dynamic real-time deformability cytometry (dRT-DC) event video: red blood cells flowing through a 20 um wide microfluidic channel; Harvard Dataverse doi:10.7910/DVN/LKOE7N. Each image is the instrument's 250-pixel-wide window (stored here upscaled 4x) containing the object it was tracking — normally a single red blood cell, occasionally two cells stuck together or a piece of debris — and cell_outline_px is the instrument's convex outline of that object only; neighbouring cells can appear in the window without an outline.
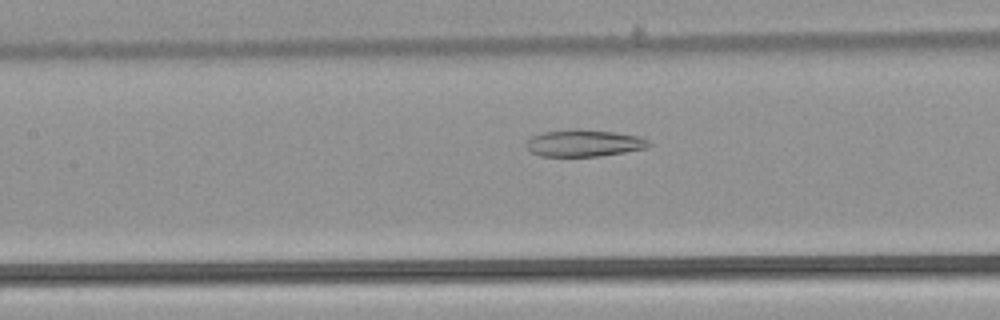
{"species": "common noctule bat (a hibernating species)", "species_latin": "Nyctalus noctula", "temperature_condition": "warm", "stored_images_in_passage": 40, "camera_frame_rate_fps": 3000, "um_per_image_px": 0.085, "animal": {"sex": "male", "body_mass_g": 21.5, "forearm_length_mm": 52.0}, "frame": {"image": 1, "passage_image": 18, "time_ms": 5.667, "image_size_px": [1000, 320], "cell_outline_px": [[652, 144], [644, 148], [624, 152], [600, 156], [540, 156], [532, 152], [524, 144], [532, 136], [544, 132], [568, 128], [580, 128], [616, 132], [640, 136], [648, 140]], "centroid_in_image_um": [49.63, 12.14], "position_along_channel_um": 157.8, "area_um2": 19.42}}
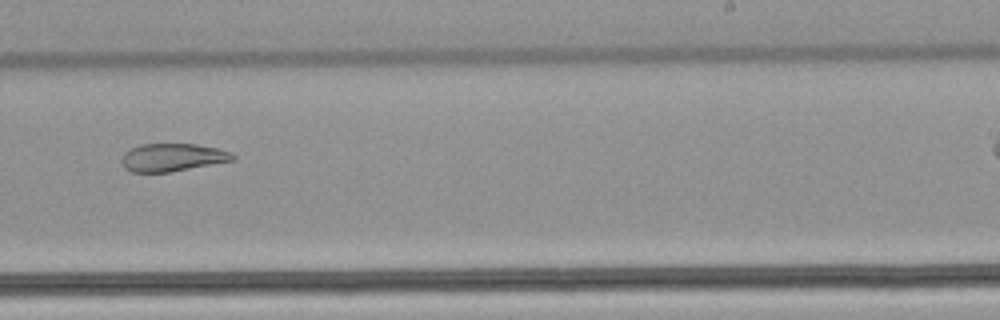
{"frame": {"image": 2, "passage_image": 27, "time_ms": 8.667, "image_size_px": [1000, 320], "cell_outline_px": [[236, 160], [168, 172], [132, 172], [124, 168], [124, 152], [140, 144], [196, 144], [216, 148], [232, 152], [236, 156]], "centroid_in_image_um": [14.71, 13.37], "position_along_channel_um": 274.3, "area_um2": 17.86}}
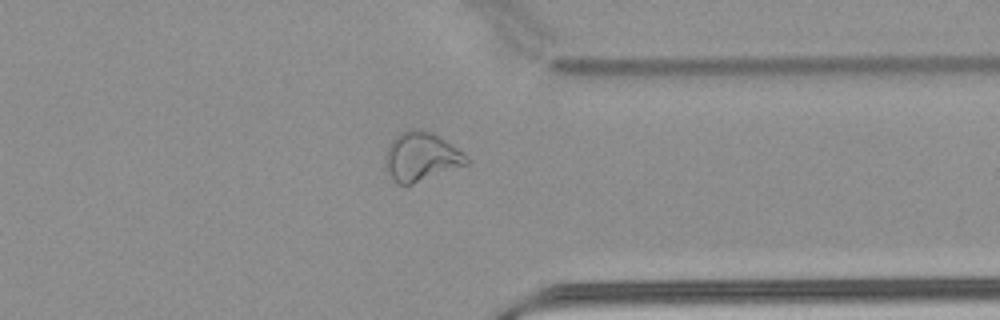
{"frame": {"image": 3, "passage_image": 35, "time_ms": 11.333, "image_size_px": [1000, 320], "cell_outline_px": [[468, 164], [412, 184], [400, 184], [384, 168], [384, 152], [392, 140], [400, 132], [408, 128], [420, 128], [432, 132], [456, 148], [468, 160]], "centroid_in_image_um": [35.73, 13.29], "position_along_channel_um": 375.7, "area_um2": 22.89}, "authors_computed_cell_mechanics": {"area_um2": 22.0796, "velocity_mm_per_s": 3.9006, "shape_relaxation_time_tau1_ms": null, "shape_relaxation_time_tau2_ms": 3.4705, "deformation_change_tau1": null, "deformation_change_tau2": 0.1118}}